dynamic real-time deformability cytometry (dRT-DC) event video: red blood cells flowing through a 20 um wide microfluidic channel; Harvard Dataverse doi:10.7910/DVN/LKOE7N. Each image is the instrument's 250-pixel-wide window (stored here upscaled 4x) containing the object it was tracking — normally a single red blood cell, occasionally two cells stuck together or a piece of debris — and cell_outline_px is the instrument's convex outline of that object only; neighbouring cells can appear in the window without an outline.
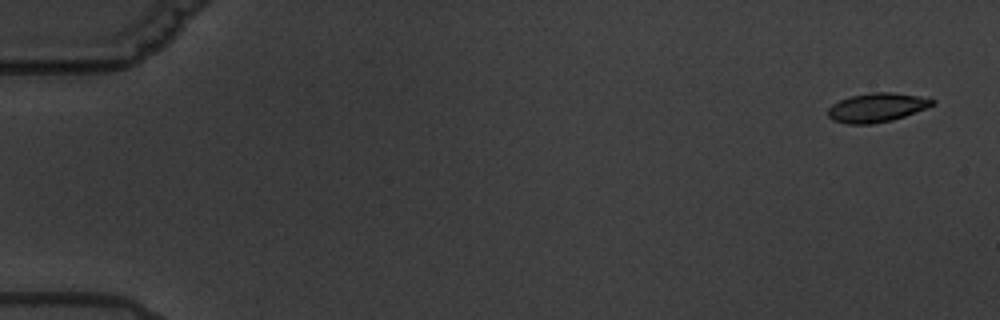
{"species": "common noctule bat (a hibernating species)", "species_latin": "Nyctalus noctula", "temperature_condition": "warm", "stored_images_in_passage": 5, "camera_frame_rate_fps": 3000, "um_per_image_px": 0.085, "animal": {"sex": "male", "body_mass_g": 19.5, "forearm_length_mm": 54.6}, "frame": {"image": 1, "passage_image": 1, "time_ms": 0.0, "image_size_px": [1000, 320], "cell_outline_px": [[936, 104], [904, 116], [892, 120], [872, 124], [844, 124], [832, 120], [828, 116], [828, 108], [832, 104], [840, 100], [852, 96], [872, 92], [892, 92], [920, 96], [936, 100]], "centroid_in_image_um": [74.52, 9.14], "position_along_channel_um": 10.5, "area_um2": 17.69}}